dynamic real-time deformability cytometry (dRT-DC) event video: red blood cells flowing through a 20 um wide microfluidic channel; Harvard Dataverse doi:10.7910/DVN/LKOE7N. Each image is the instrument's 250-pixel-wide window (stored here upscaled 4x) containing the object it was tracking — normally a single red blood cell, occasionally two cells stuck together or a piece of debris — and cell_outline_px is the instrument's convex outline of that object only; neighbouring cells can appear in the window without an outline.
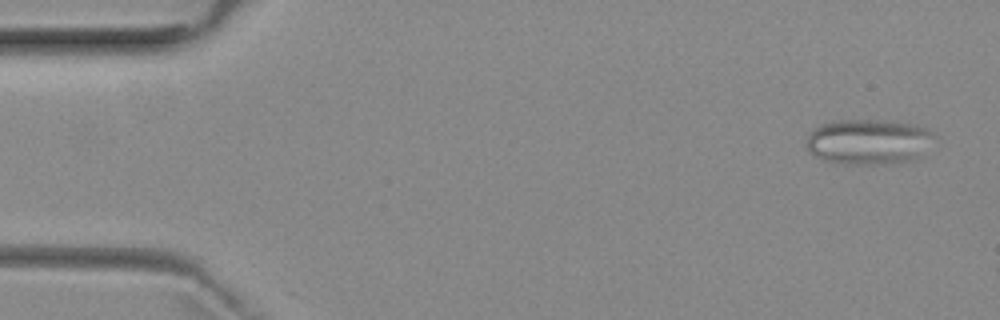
{"species": "common noctule bat (a hibernating species)", "species_latin": "Nyctalus noctula", "temperature_condition": "room temperature", "stored_images_in_passage": 2, "camera_frame_rate_fps": 3000, "um_per_image_px": 0.085, "animal": {"sex": "female", "body_mass_g": 29.2, "forearm_length_mm": 56.3}, "frame": {"image": 1, "passage_image": 1, "time_ms": 0.0, "image_size_px": [1000, 320], "cell_outline_px": [[936, 136], [916, 156], [904, 160], [884, 164], [848, 164], [828, 160], [816, 156], [808, 152], [808, 136], [820, 124], [832, 120], [896, 120], [916, 124], [928, 128]], "centroid_in_image_um": [73.81, 12.0], "position_along_channel_um": 11.2, "area_um2": 33.35}}